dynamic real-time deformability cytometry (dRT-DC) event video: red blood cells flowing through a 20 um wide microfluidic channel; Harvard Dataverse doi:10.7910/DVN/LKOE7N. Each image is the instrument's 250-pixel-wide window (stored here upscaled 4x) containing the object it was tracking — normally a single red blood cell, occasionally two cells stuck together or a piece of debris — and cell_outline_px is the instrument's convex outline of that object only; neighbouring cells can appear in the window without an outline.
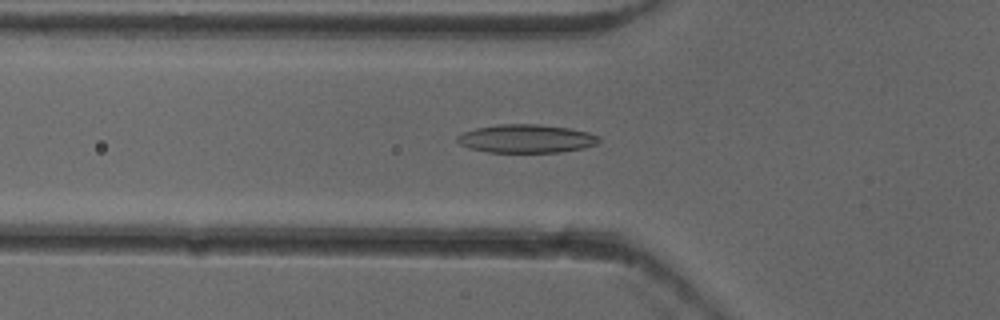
{"species": "common noctule bat (a hibernating species)", "species_latin": "Nyctalus noctula", "temperature_condition": "cold", "stored_images_in_passage": 52, "camera_frame_rate_fps": 3000, "um_per_image_px": 0.085, "animal": {"sex": "female"}, "frame": {"image": 1, "passage_image": 18, "time_ms": 5.667, "image_size_px": [1000, 320], "cell_outline_px": [[600, 140], [596, 144], [584, 148], [560, 152], [488, 152], [468, 148], [460, 144], [456, 140], [456, 136], [464, 132], [476, 128], [496, 124], [536, 124], [568, 128], [588, 132], [600, 136]], "centroid_in_image_um": [44.72, 11.78], "position_along_channel_um": 81.1, "area_um2": 23.47}}
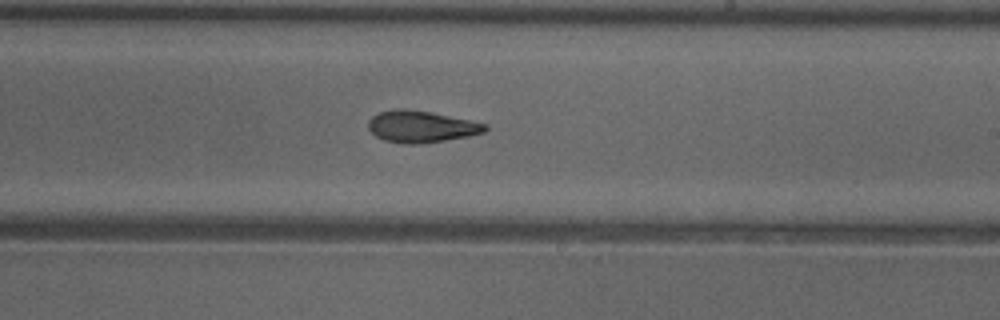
{"frame": {"image": 2, "passage_image": 31, "time_ms": 10.0, "image_size_px": [1000, 320], "cell_outline_px": [[488, 128], [484, 132], [468, 136], [420, 144], [404, 144], [384, 140], [376, 136], [368, 128], [368, 120], [372, 116], [380, 112], [392, 108], [408, 108], [432, 112], [488, 124]], "centroid_in_image_um": [35.78, 10.74], "position_along_channel_um": 253.2, "area_um2": 21.73}}
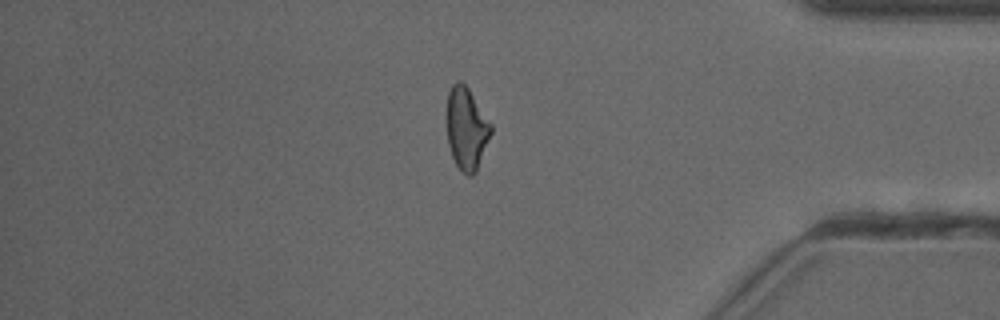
{"frame": {"image": 3, "passage_image": 44, "time_ms": 14.333, "image_size_px": [1000, 320], "cell_outline_px": [[492, 132], [476, 172], [472, 176], [468, 176], [460, 172], [452, 156], [448, 144], [444, 116], [448, 92], [452, 84], [456, 80], [460, 80], [468, 88], [492, 124]], "centroid_in_image_um": [39.61, 10.91], "position_along_channel_um": 395.6, "area_um2": 21.85}, "authors_computed_cell_mechanics": {"area_um2": 21.7328, "velocity_mm_per_s": 3.9416, "shape_relaxation_time_tau1_ms": 7.5448, "shape_relaxation_time_tau2_ms": 3.6392, "deformation_change_tau1": 0.1825, "deformation_change_tau2": 0.1078}}